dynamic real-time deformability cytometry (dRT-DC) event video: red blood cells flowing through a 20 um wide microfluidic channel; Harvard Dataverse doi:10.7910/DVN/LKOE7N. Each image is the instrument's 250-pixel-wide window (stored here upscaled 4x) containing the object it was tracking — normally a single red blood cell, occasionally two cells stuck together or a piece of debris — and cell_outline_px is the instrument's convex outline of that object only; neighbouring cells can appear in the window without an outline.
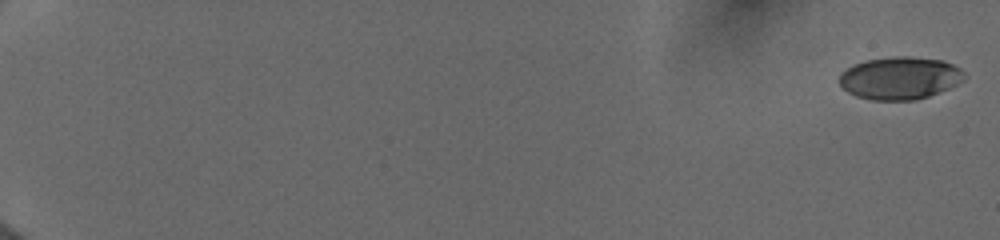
{"species": "human", "species_latin": "Homo sapiens", "temperature_condition": "cold", "stored_images_in_passage": 55, "camera_frame_rate_fps": 3000, "um_per_image_px": 0.085, "donor": {"sex": "female"}, "frame": {"image": 1, "passage_image": 1, "time_ms": 0.0, "image_size_px": [1000, 240], "cell_outline_px": [[964, 80], [948, 88], [928, 96], [912, 100], [872, 100], [856, 96], [848, 92], [840, 84], [840, 72], [856, 64], [868, 60], [896, 56], [908, 56], [940, 60], [952, 64], [960, 68], [964, 72]], "centroid_in_image_um": [76.49, 6.64], "position_along_channel_um": 8.5, "area_um2": 30.63}}
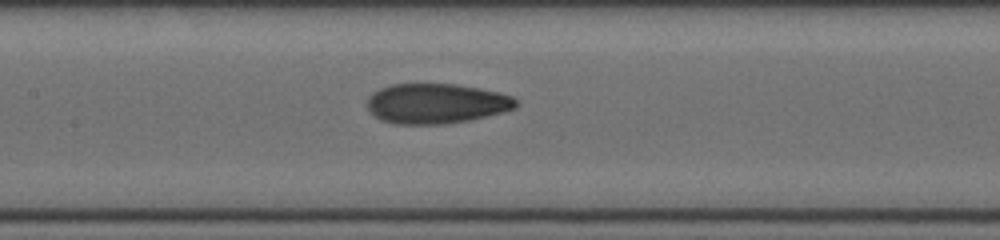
{"frame": {"image": 2, "passage_image": 30, "time_ms": 9.667, "image_size_px": [1000, 240], "cell_outline_px": [[516, 108], [468, 120], [444, 124], [396, 124], [380, 120], [368, 108], [368, 96], [372, 92], [380, 88], [392, 84], [456, 84], [480, 88], [500, 92], [512, 96], [516, 100]], "centroid_in_image_um": [37.06, 8.79], "position_along_channel_um": 170.3, "area_um2": 34.56}}
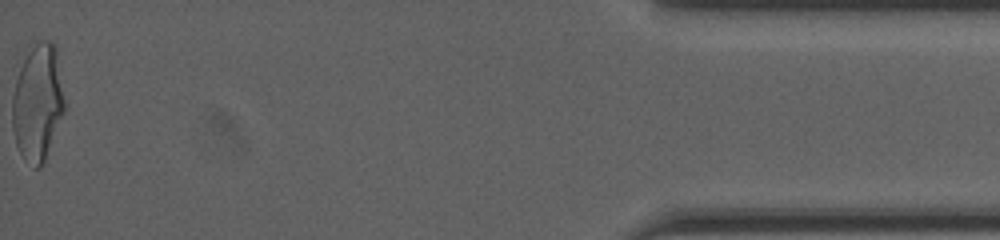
{"frame": {"image": 3, "passage_image": 55, "time_ms": 18.0, "image_size_px": [1000, 240], "cell_outline_px": [[68, 108], [44, 160], [40, 168], [36, 168], [24, 160], [16, 144], [12, 128], [12, 96], [16, 80], [20, 68], [28, 52], [40, 40], [52, 40], [56, 44]], "centroid_in_image_um": [3.26, 8.71], "position_along_channel_um": 431.9, "area_um2": 36.36}, "authors_computed_cell_mechanics": {"area_um2": 33.4662, "velocity_mm_per_s": 4.0072, "shape_relaxation_time_tau1_ms": 4.4876, "shape_relaxation_time_tau2_ms": 1.3481, "deformation_change_tau1": 0.1687, "deformation_change_tau2": 0.0749}}